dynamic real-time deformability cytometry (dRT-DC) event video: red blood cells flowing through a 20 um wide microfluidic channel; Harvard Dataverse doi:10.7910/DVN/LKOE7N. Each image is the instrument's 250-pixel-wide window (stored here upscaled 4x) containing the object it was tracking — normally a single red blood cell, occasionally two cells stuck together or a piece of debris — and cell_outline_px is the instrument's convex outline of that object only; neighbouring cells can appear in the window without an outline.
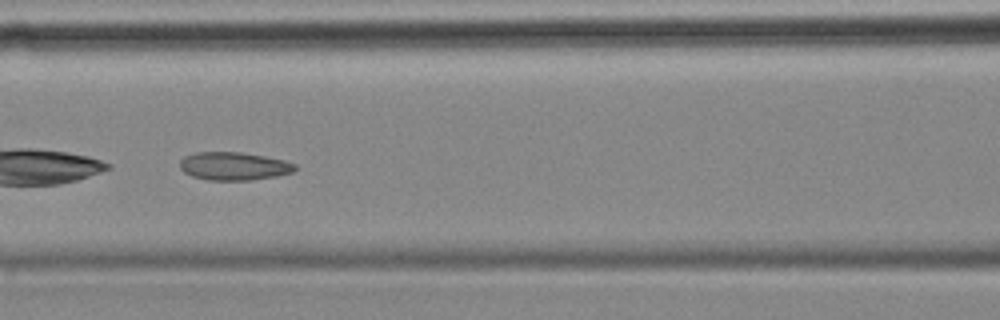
{"species": "common noctule bat (a hibernating species)", "species_latin": "Nyctalus noctula", "temperature_condition": "cold", "stored_images_in_passage": 14, "camera_frame_rate_fps": 3000, "um_per_image_px": 0.085, "animal": {"sex": "female", "body_mass_g": 18.4}, "frame": {"image": 1, "passage_image": 8, "time_ms": 2.333, "image_size_px": [1000, 320], "cell_outline_px": [[296, 168], [292, 172], [276, 176], [248, 180], [208, 180], [192, 176], [184, 172], [180, 168], [180, 160], [184, 156], [196, 152], [240, 152], [264, 156], [284, 160], [296, 164]], "centroid_in_image_um": [19.86, 14.12], "position_along_channel_um": 146.7, "area_um2": 18.79}}